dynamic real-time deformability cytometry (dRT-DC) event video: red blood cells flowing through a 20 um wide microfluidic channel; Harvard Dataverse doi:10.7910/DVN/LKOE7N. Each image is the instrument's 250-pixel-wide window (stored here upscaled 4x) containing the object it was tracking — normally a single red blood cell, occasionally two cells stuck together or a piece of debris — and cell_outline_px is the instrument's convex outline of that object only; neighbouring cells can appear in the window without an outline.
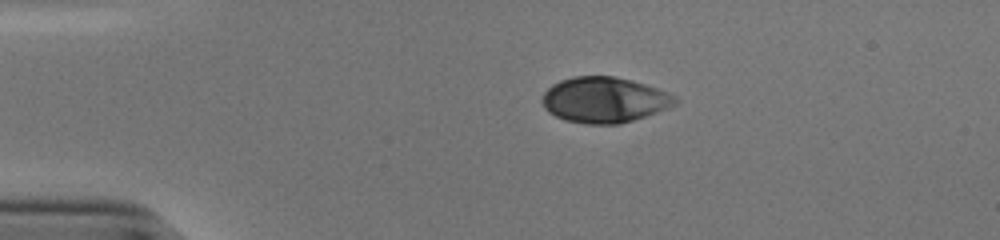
{"species": "human", "species_latin": "Homo sapiens", "temperature_condition": "cold", "stored_images_in_passage": 43, "camera_frame_rate_fps": 3000, "um_per_image_px": 0.085, "donor": {"sex": "male"}, "frame": {"image": 1, "passage_image": 1, "time_ms": 0.0, "image_size_px": [1000, 240], "cell_outline_px": [[680, 100], [676, 104], [656, 112], [620, 124], [588, 124], [564, 120], [548, 112], [544, 108], [540, 100], [544, 92], [552, 84], [560, 80], [576, 76], [612, 76], [644, 84], [668, 92], [676, 96]], "centroid_in_image_um": [51.33, 8.49], "position_along_channel_um": 33.7, "area_um2": 35.26}}
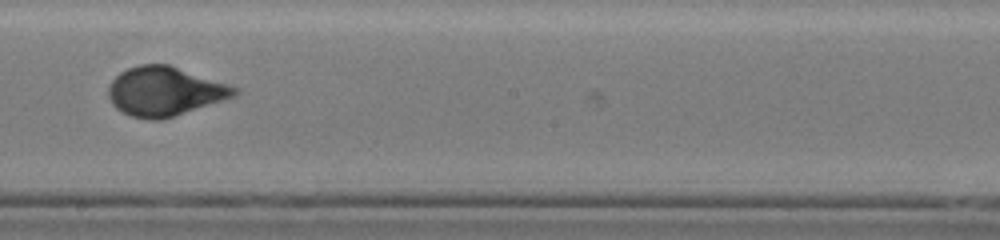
{"frame": {"image": 2, "passage_image": 21, "time_ms": 6.667, "image_size_px": [1000, 240], "cell_outline_px": [[240, 92], [236, 96], [164, 120], [148, 120], [132, 116], [116, 108], [112, 104], [108, 96], [108, 88], [112, 80], [120, 72], [128, 68], [140, 64], [168, 64], [240, 88]], "centroid_in_image_um": [14.02, 7.77], "position_along_channel_um": 234.2, "area_um2": 36.24}}
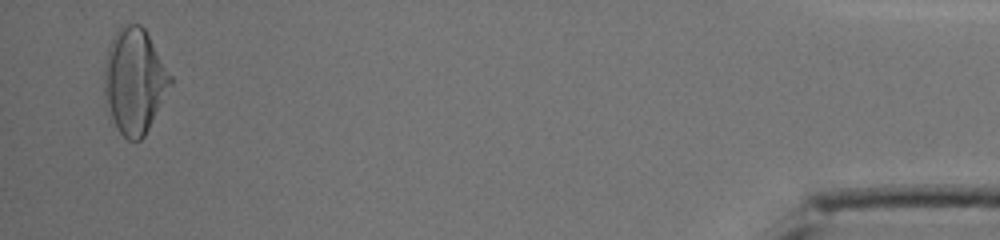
{"frame": {"image": 3, "passage_image": 42, "time_ms": 13.667, "image_size_px": [1000, 240], "cell_outline_px": [[172, 84], [144, 136], [140, 140], [128, 140], [120, 132], [112, 120], [104, 100], [104, 68], [108, 48], [112, 36], [124, 24], [140, 24], [144, 28], [172, 76]], "centroid_in_image_um": [11.41, 6.88], "position_along_channel_um": 423.8, "area_um2": 40.34}, "authors_computed_cell_mechanics": {"area_um2": 35.6626, "velocity_mm_per_s": 3.8157, "shape_relaxation_time_tau1_ms": 4.7431, "shape_relaxation_time_tau2_ms": null, "deformation_change_tau1": 0.1963, "deformation_change_tau2": null}}